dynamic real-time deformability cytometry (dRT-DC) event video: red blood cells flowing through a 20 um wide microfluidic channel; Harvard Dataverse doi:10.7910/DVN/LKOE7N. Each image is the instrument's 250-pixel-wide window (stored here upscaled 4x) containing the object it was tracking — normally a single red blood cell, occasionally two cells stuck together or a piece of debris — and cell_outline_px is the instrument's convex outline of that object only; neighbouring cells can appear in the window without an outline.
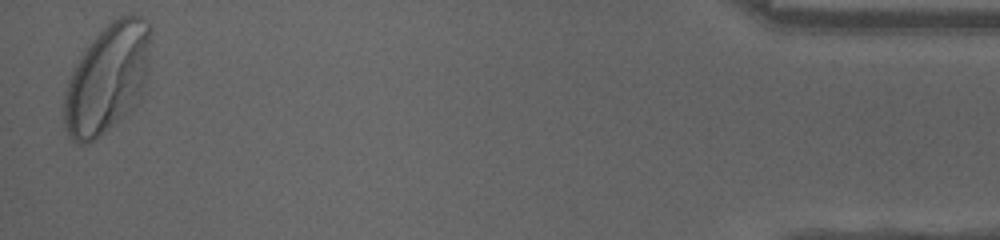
{"species": "human", "species_latin": "Homo sapiens", "temperature_condition": "cold", "stored_images_in_passage": 45, "segment_of_instrument_passage": [2, 2], "camera_frame_rate_fps": 3000, "um_per_image_px": 0.085, "donor": {"sex": "female"}, "frame": {"image": 1, "passage_image": 45, "time_ms": 14.667, "image_size_px": [1000, 240], "cell_outline_px": [[152, 32], [148, 76], [140, 100], [132, 108], [108, 128], [88, 144], [76, 144], [68, 136], [64, 128], [64, 92], [68, 80], [84, 48], [112, 20], [120, 16], [140, 16], [152, 28]], "centroid_in_image_um": [9.14, 6.67], "position_along_channel_um": 426.1, "area_um2": 55.14}}